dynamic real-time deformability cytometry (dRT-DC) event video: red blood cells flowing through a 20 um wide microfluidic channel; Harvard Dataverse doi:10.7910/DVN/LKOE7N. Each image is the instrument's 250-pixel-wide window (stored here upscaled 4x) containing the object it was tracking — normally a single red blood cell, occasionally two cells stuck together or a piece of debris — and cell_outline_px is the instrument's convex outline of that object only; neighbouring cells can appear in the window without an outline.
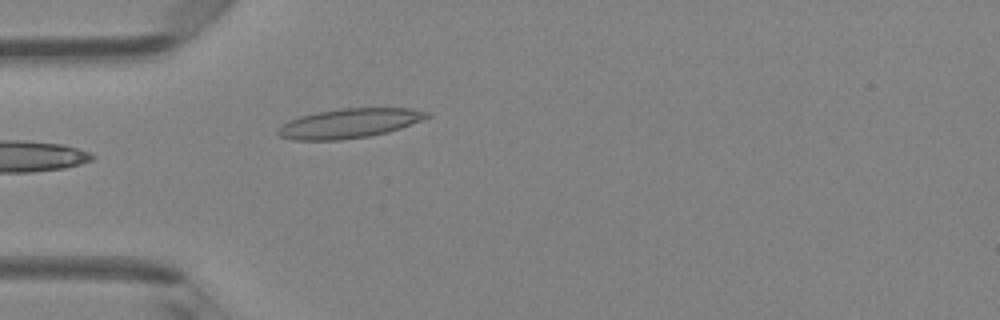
{"species": "Egyptian fruit bat (a non-hibernating species)", "species_latin": "Rousettus aegyptiacus", "temperature_condition": "room temperature", "stored_images_in_passage": 22, "camera_frame_rate_fps": 3000, "um_per_image_px": 0.085, "animal": {"sex": "female"}, "frame": {"image": 1, "passage_image": 1, "time_ms": 0.0, "image_size_px": [1000, 320], "cell_outline_px": [[432, 116], [400, 128], [388, 132], [368, 136], [340, 140], [292, 140], [280, 136], [276, 132], [288, 120], [300, 116], [316, 112], [344, 108], [412, 108], [432, 112]], "centroid_in_image_um": [29.73, 10.47], "position_along_channel_um": 55.3, "area_um2": 25.61}}